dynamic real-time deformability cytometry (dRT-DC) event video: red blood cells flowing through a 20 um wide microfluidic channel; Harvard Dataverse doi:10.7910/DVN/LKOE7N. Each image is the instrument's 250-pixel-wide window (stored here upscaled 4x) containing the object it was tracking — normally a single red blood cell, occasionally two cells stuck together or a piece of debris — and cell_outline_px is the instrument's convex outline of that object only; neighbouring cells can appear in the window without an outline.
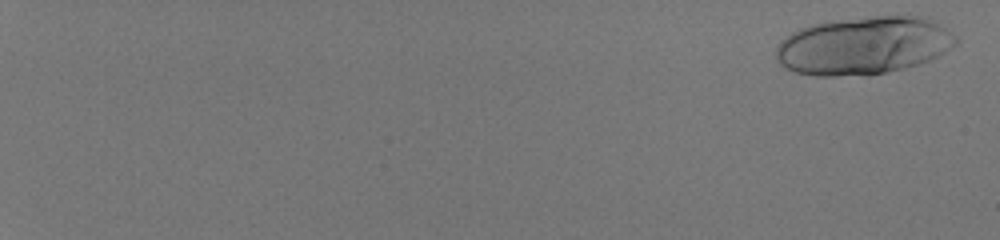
{"species": "human", "species_latin": "Homo sapiens", "temperature_condition": "room temperature", "stored_images_in_passage": 29, "camera_frame_rate_fps": 3000, "um_per_image_px": 0.085, "donor": {"sex": "male"}, "frame": {"image": 1, "passage_image": 2, "time_ms": 0.333, "image_size_px": [1000, 240], "cell_outline_px": [[956, 44], [940, 56], [920, 64], [888, 72], [868, 76], [816, 76], [796, 72], [780, 64], [776, 60], [776, 48], [792, 32], [800, 28], [812, 24], [832, 20], [908, 12], [924, 16], [944, 28], [956, 36]], "centroid_in_image_um": [73.45, 3.85], "position_along_channel_um": 11.5, "area_um2": 61.61}}
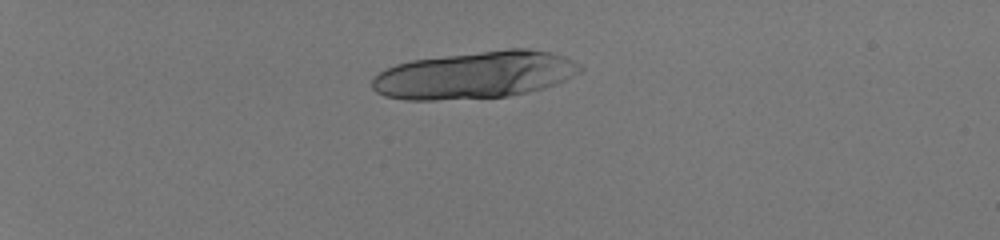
{"frame": {"image": 2, "passage_image": 18, "time_ms": 5.667, "image_size_px": [1000, 240], "cell_outline_px": [[584, 68], [580, 72], [556, 84], [544, 88], [528, 92], [508, 96], [436, 100], [404, 100], [384, 96], [376, 92], [372, 88], [372, 80], [380, 72], [396, 64], [412, 60], [508, 48], [528, 48], [552, 52], [564, 56], [580, 64]], "centroid_in_image_um": [40.39, 6.37], "position_along_channel_um": 44.6, "area_um2": 57.28}}